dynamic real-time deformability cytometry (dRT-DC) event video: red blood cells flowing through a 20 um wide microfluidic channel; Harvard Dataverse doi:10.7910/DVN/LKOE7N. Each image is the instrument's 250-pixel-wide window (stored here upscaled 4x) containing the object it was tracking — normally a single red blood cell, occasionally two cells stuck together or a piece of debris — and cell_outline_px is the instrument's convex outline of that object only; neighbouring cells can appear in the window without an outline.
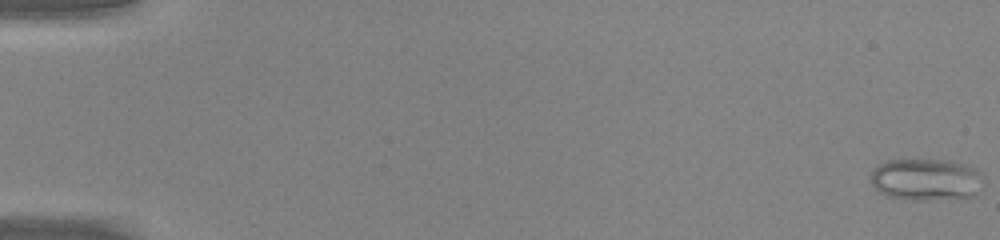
{"species": "common noctule bat (a hibernating species)", "species_latin": "Nyctalus noctula", "temperature_condition": "warm", "stored_images_in_passage": 49, "camera_frame_rate_fps": 3000, "um_per_image_px": 0.085, "animal": {"sex": "male", "body_mass_g": 20.0, "forearm_length_mm": 53.3}, "frame": {"image": 1, "passage_image": 1, "time_ms": 0.0, "image_size_px": [1000, 240], "cell_outline_px": [[984, 184], [972, 196], [924, 200], [912, 200], [888, 196], [880, 192], [872, 184], [872, 172], [880, 164], [888, 160], [952, 160], [976, 168], [984, 176]], "centroid_in_image_um": [78.77, 15.25], "position_along_channel_um": 6.2, "area_um2": 27.46}}
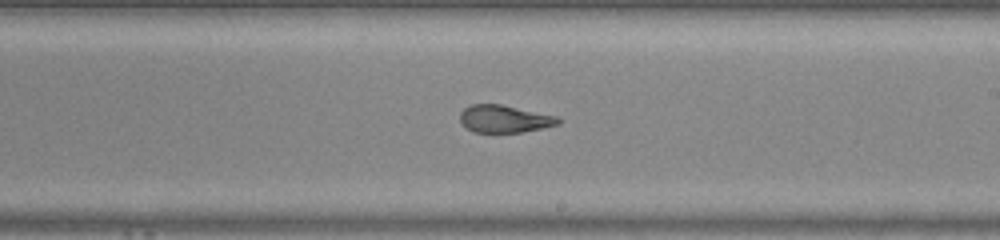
{"frame": {"image": 2, "passage_image": 30, "time_ms": 9.667, "image_size_px": [1000, 240], "cell_outline_px": [[560, 124], [520, 132], [472, 132], [460, 120], [460, 112], [464, 108], [472, 104], [500, 104], [556, 116], [560, 120]], "centroid_in_image_um": [42.85, 10.1], "position_along_channel_um": 246.2, "area_um2": 15.43}}
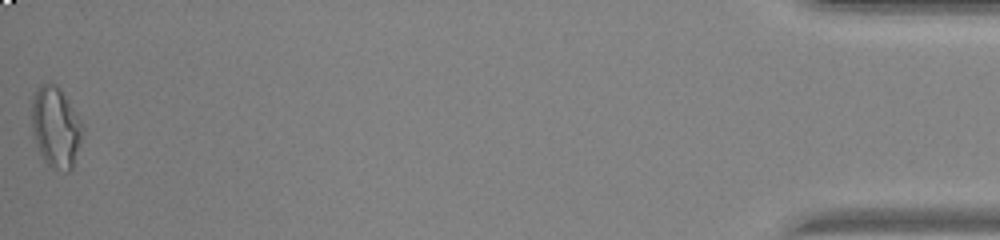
{"frame": {"image": 3, "passage_image": 49, "time_ms": 16.0, "image_size_px": [1000, 240], "cell_outline_px": [[84, 132], [72, 168], [68, 172], [52, 168], [44, 160], [40, 152], [32, 132], [32, 100], [36, 88], [40, 84], [56, 84], [60, 88], [80, 120], [84, 128]], "centroid_in_image_um": [4.74, 10.81], "position_along_channel_um": 430.5, "area_um2": 23.76}, "authors_computed_cell_mechanics": {"area_um2": 19.1896, "velocity_mm_per_s": 4.3429, "shape_relaxation_time_tau1_ms": null, "shape_relaxation_time_tau2_ms": 1.0688, "deformation_change_tau1": null, "deformation_change_tau2": 0.1004}}